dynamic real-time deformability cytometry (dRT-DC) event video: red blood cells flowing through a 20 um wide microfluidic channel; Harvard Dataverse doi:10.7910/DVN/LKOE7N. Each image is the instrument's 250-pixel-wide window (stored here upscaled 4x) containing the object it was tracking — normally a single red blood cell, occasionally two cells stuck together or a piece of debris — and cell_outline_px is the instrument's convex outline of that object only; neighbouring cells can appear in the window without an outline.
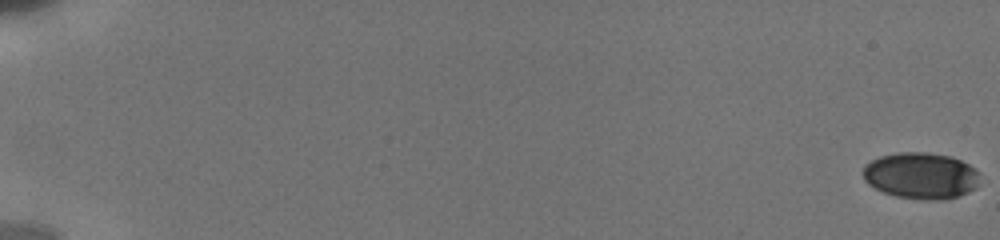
{"species": "human", "species_latin": "Homo sapiens", "temperature_condition": "cold", "stored_images_in_passage": 20, "camera_frame_rate_fps": 3000, "um_per_image_px": 0.085, "donor": {"sex": "male"}, "frame": {"image": 1, "passage_image": 1, "time_ms": 0.0, "image_size_px": [1000, 240], "cell_outline_px": [[976, 188], [968, 192], [944, 200], [928, 200], [896, 196], [884, 192], [868, 184], [864, 180], [860, 172], [864, 164], [880, 156], [900, 152], [928, 152], [952, 156], [976, 168]], "centroid_in_image_um": [78.22, 14.92], "position_along_channel_um": 6.8, "area_um2": 31.62}}
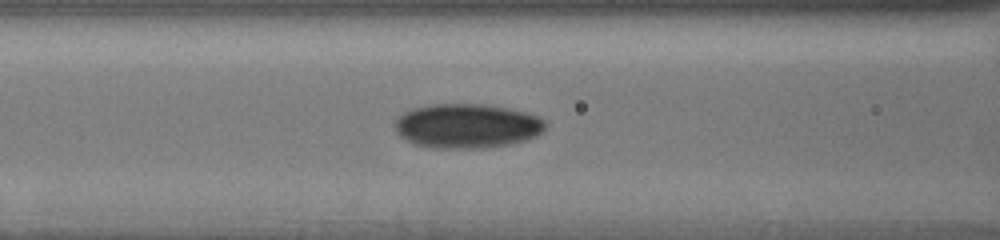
{"frame": {"image": 2, "passage_image": 15, "time_ms": 8.667, "image_size_px": [1000, 240], "cell_outline_px": [[548, 124], [544, 132], [536, 136], [524, 140], [508, 144], [488, 148], [432, 148], [412, 144], [404, 140], [396, 132], [396, 120], [404, 112], [412, 108], [428, 104], [484, 104], [508, 108], [540, 116]], "centroid_in_image_um": [39.7, 10.71], "position_along_channel_um": 126.9, "area_um2": 39.36}}
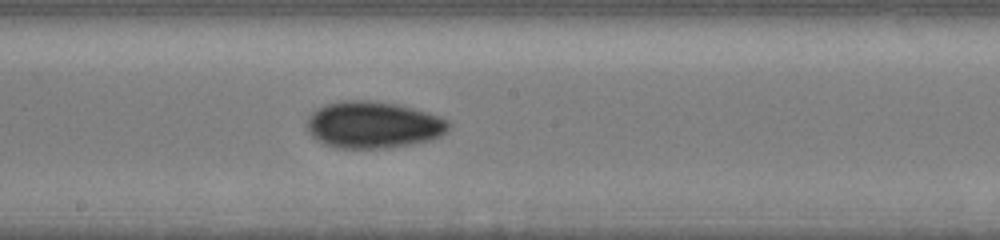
{"frame": {"image": 3, "passage_image": 20, "time_ms": 11.0, "image_size_px": [1000, 240], "cell_outline_px": [[452, 124], [440, 136], [432, 140], [412, 144], [388, 148], [336, 148], [324, 144], [316, 140], [308, 132], [308, 116], [316, 108], [324, 104], [340, 100], [372, 100], [400, 104], [428, 112], [440, 116], [448, 120]], "centroid_in_image_um": [31.73, 10.6], "position_along_channel_um": 216.5, "area_um2": 39.19}}